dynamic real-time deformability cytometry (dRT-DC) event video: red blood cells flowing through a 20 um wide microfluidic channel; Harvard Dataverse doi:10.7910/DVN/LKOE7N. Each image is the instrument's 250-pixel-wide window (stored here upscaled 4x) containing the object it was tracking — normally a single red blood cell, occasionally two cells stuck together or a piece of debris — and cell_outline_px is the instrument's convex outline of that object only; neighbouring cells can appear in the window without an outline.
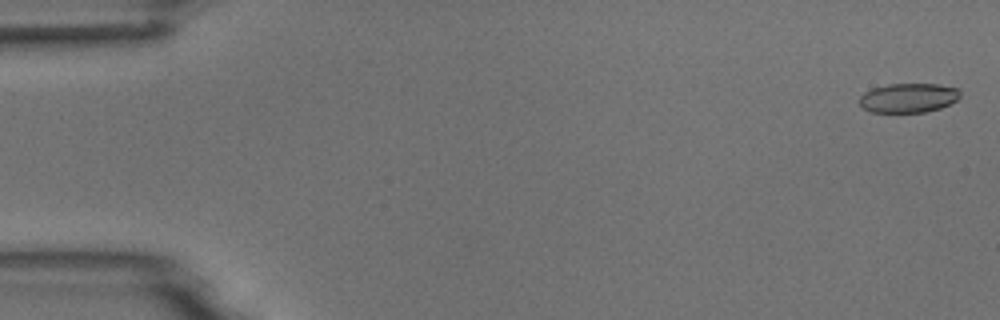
{"species": "common noctule bat (a hibernating species)", "species_latin": "Nyctalus noctula", "temperature_condition": "room temperature", "stored_images_in_passage": 5, "camera_frame_rate_fps": 3000, "um_per_image_px": 0.085, "animal": {"sex": "male", "body_mass_g": 18.8}, "frame": {"image": 1, "passage_image": 1, "time_ms": 0.0, "image_size_px": [1000, 320], "cell_outline_px": [[960, 96], [956, 100], [940, 108], [924, 112], [872, 112], [864, 108], [860, 104], [860, 96], [864, 92], [872, 88], [888, 84], [936, 84], [960, 88]], "centroid_in_image_um": [77.22, 8.31], "position_along_channel_um": 7.8, "area_um2": 17.17}}
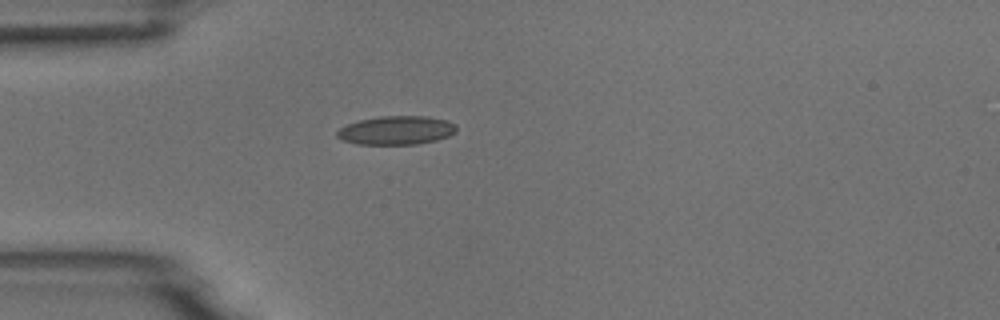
{"frame": {"image": 2, "passage_image": 5, "time_ms": 4.667, "image_size_px": [1000, 320], "cell_outline_px": [[456, 132], [448, 136], [436, 140], [416, 144], [356, 144], [344, 140], [336, 136], [336, 132], [340, 128], [348, 124], [360, 120], [380, 116], [428, 116], [448, 120], [456, 124]], "centroid_in_image_um": [33.72, 11.07], "position_along_channel_um": 51.3, "area_um2": 19.94}}